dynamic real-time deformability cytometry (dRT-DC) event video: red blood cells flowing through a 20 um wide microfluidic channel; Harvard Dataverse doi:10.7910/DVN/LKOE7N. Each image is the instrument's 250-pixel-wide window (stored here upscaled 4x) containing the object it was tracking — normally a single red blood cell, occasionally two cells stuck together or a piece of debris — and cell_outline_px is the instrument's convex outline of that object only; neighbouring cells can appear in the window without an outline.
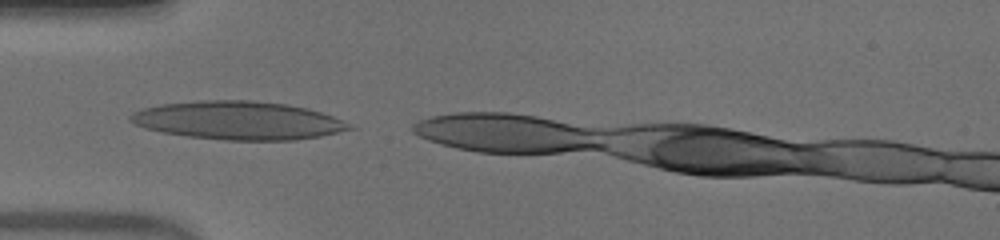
{"species": "human", "species_latin": "Homo sapiens", "temperature_condition": "warm", "stored_images_in_passage": 3, "camera_frame_rate_fps": 3000, "um_per_image_px": 0.085, "donor": {"sex": "male"}, "frame": {"image": 1, "passage_image": 1, "time_ms": 0.0, "image_size_px": [1000, 240], "cell_outline_px": [[356, 128], [320, 136], [296, 140], [224, 140], [188, 136], [164, 132], [144, 128], [128, 120], [128, 116], [132, 112], [144, 108], [160, 104], [200, 100], [252, 100], [288, 104], [308, 108], [332, 116], [352, 124]], "centroid_in_image_um": [20.25, 10.23], "position_along_channel_um": 64.7, "area_um2": 48.96}}